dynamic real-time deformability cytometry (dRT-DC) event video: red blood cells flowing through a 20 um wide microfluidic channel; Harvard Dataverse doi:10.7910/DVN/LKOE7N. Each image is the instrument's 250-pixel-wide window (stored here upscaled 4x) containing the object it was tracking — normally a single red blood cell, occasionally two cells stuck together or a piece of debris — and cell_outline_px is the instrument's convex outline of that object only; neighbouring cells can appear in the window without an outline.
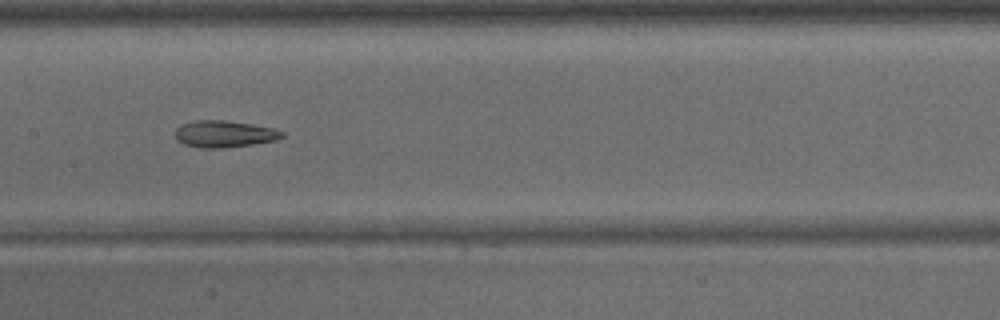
{"species": "common noctule bat (a hibernating species)", "species_latin": "Nyctalus noctula", "temperature_condition": "warm", "stored_images_in_passage": 32, "camera_frame_rate_fps": 3000, "um_per_image_px": 0.085, "animal": {"sex": "male", "body_mass_g": 15.6}, "frame": {"image": 1, "passage_image": 10, "time_ms": 3.0, "image_size_px": [1000, 320], "cell_outline_px": [[284, 136], [276, 140], [252, 144], [224, 148], [200, 148], [184, 144], [176, 140], [176, 128], [180, 124], [196, 120], [224, 120], [272, 128], [284, 132]], "centroid_in_image_um": [19.02, 11.39], "position_along_channel_um": 188.4, "area_um2": 16.59}}